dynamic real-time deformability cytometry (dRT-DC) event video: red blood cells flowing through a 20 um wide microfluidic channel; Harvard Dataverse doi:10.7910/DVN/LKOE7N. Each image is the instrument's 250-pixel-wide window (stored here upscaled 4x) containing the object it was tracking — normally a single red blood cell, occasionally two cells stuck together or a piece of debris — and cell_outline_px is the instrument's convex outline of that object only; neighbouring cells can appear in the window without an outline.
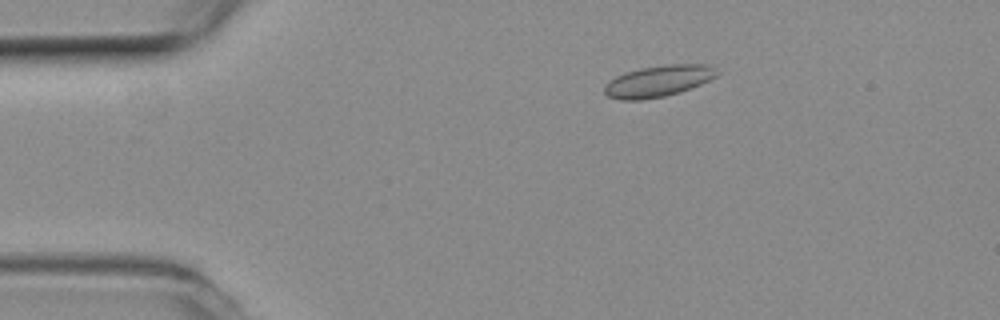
{"species": "common noctule bat (a hibernating species)", "species_latin": "Nyctalus noctula", "temperature_condition": "room temperature", "stored_images_in_passage": 5, "camera_frame_rate_fps": 3000, "um_per_image_px": 0.085, "animal": {"sex": "female", "body_mass_g": 19.3, "forearm_length_mm": 54.1}, "frame": {"image": 1, "passage_image": 1, "time_ms": 0.0, "image_size_px": [1000, 320], "cell_outline_px": [[720, 72], [716, 76], [700, 84], [680, 92], [664, 96], [640, 100], [620, 100], [608, 96], [604, 92], [604, 84], [608, 80], [624, 72], [640, 68], [668, 64], [708, 64]], "centroid_in_image_um": [55.92, 6.89], "position_along_channel_um": 29.1, "area_um2": 20.63}}
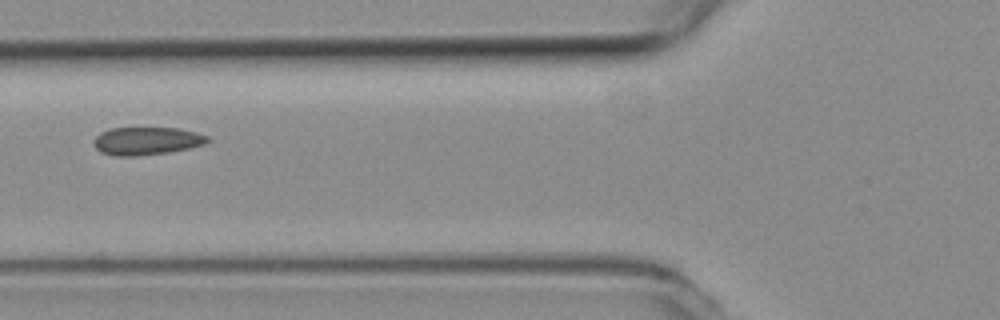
{"frame": {"image": 2, "passage_image": 4, "time_ms": 1.0, "image_size_px": [1000, 320], "cell_outline_px": [[212, 140], [208, 144], [168, 152], [136, 156], [116, 156], [100, 152], [96, 148], [96, 136], [100, 132], [108, 128], [180, 128], [196, 132], [208, 136]], "centroid_in_image_um": [12.52, 11.97], "position_along_channel_um": 113.3, "area_um2": 18.55}}
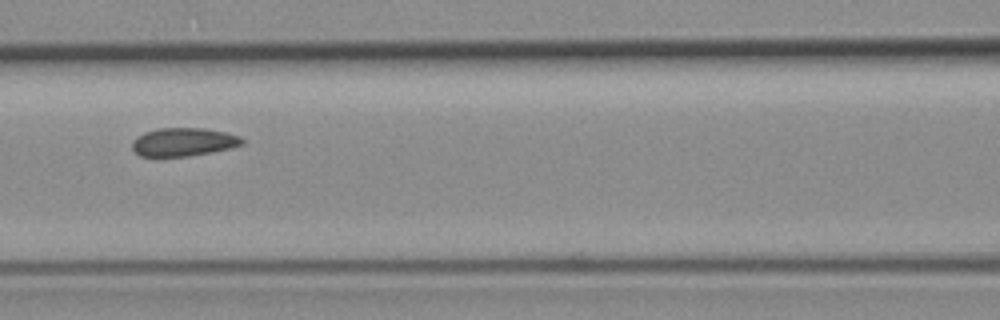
{"frame": {"image": 3, "passage_image": 5, "time_ms": 1.333, "image_size_px": [1000, 320], "cell_outline_px": [[244, 144], [228, 148], [188, 156], [140, 156], [132, 148], [132, 140], [136, 136], [144, 132], [156, 128], [204, 128], [224, 132], [240, 136], [244, 140]], "centroid_in_image_um": [15.55, 12.05], "position_along_channel_um": 151.0, "area_um2": 18.03}}